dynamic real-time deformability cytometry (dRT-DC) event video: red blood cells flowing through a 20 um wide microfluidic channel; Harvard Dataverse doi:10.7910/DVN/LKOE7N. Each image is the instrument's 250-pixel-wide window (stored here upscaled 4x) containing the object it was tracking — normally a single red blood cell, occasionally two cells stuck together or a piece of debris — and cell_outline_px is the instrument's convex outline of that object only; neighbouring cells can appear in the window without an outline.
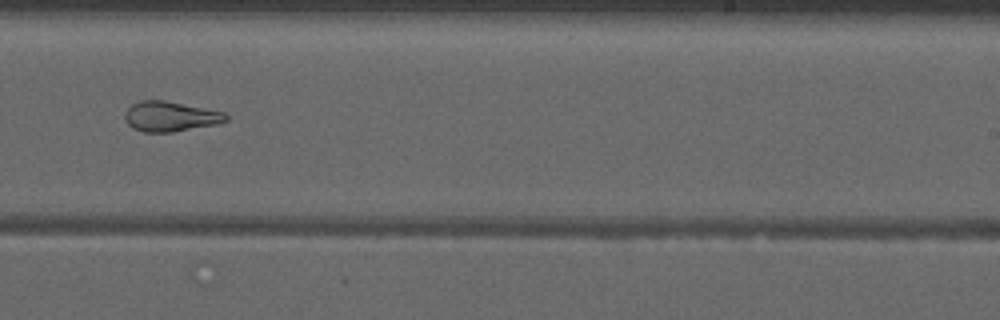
{"species": "common noctule bat (a hibernating species)", "species_latin": "Nyctalus noctula", "temperature_condition": "warm", "stored_images_in_passage": 44, "camera_frame_rate_fps": 3000, "um_per_image_px": 0.085, "animal": {"sex": "male", "forearm_length_mm": 52.5}, "frame": {"image": 1, "passage_image": 26, "time_ms": 8.333, "image_size_px": [1000, 320], "cell_outline_px": [[228, 120], [220, 124], [172, 132], [144, 132], [132, 128], [124, 120], [124, 112], [132, 104], [140, 100], [164, 100], [224, 112], [228, 116]], "centroid_in_image_um": [14.47, 9.9], "position_along_channel_um": 274.5, "area_um2": 17.86}, "authors_computed_cell_mechanics": {"area_um2": 21.2993, "velocity_mm_per_s": 4.0075, "shape_relaxation_time_tau1_ms": null, "shape_relaxation_time_tau2_ms": 2.8109, "deformation_change_tau1": null, "deformation_change_tau2": 0.1177}}